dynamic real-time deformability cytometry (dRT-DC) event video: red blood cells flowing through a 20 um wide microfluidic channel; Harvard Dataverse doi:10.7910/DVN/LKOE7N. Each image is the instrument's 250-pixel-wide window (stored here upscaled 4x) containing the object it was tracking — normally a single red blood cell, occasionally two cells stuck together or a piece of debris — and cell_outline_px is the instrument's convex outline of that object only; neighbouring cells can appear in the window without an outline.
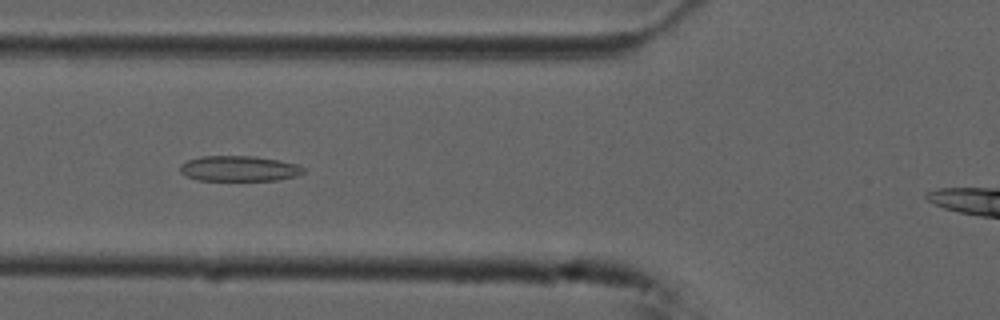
{"species": "common noctule bat (a hibernating species)", "species_latin": "Nyctalus noctula", "temperature_condition": "cold", "stored_images_in_passage": 48, "camera_frame_rate_fps": 3000, "um_per_image_px": 0.085, "animal": {"sex": "male", "forearm_length_mm": 52.5}, "frame": {"image": 1, "passage_image": 19, "time_ms": 6.0, "image_size_px": [1000, 320], "cell_outline_px": [[304, 172], [296, 176], [276, 180], [200, 180], [184, 176], [180, 172], [180, 164], [188, 160], [200, 156], [256, 156], [280, 160], [296, 164], [304, 168]], "centroid_in_image_um": [20.3, 14.32], "position_along_channel_um": 105.5, "area_um2": 18.32}}
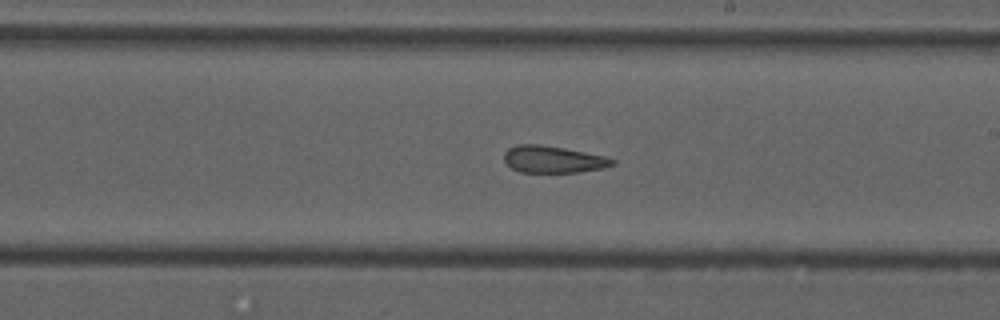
{"frame": {"image": 2, "passage_image": 30, "time_ms": 9.667, "image_size_px": [1000, 320], "cell_outline_px": [[616, 164], [604, 168], [580, 172], [520, 172], [512, 168], [504, 160], [504, 152], [508, 148], [516, 144], [540, 144], [564, 148], [608, 156], [616, 160]], "centroid_in_image_um": [47.06, 13.54], "position_along_channel_um": 241.9, "area_um2": 17.22}}
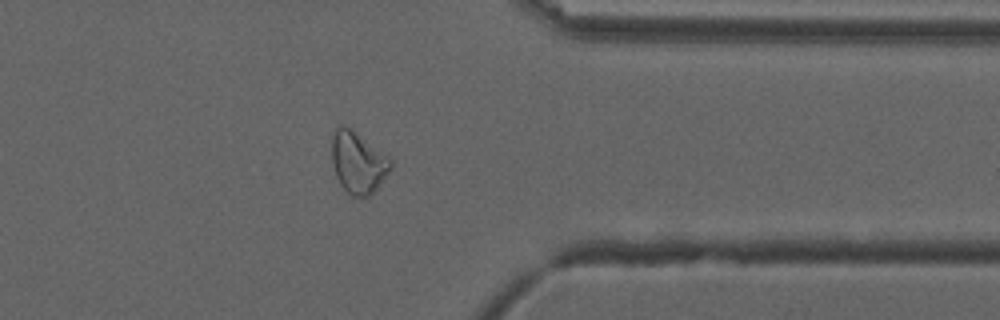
{"frame": {"image": 3, "passage_image": 42, "time_ms": 13.667, "image_size_px": [1000, 320], "cell_outline_px": [[392, 168], [376, 188], [368, 196], [352, 196], [340, 184], [336, 176], [332, 164], [332, 136], [336, 128], [344, 124], [388, 156], [392, 160]], "centroid_in_image_um": [30.42, 13.81], "position_along_channel_um": 381.0, "area_um2": 20.75}, "authors_computed_cell_mechanics": {"area_um2": 20.3456, "velocity_mm_per_s": 3.7248, "shape_relaxation_time_tau1_ms": null, "shape_relaxation_time_tau2_ms": 6.7315, "deformation_change_tau1": null, "deformation_change_tau2": 0.1729}}